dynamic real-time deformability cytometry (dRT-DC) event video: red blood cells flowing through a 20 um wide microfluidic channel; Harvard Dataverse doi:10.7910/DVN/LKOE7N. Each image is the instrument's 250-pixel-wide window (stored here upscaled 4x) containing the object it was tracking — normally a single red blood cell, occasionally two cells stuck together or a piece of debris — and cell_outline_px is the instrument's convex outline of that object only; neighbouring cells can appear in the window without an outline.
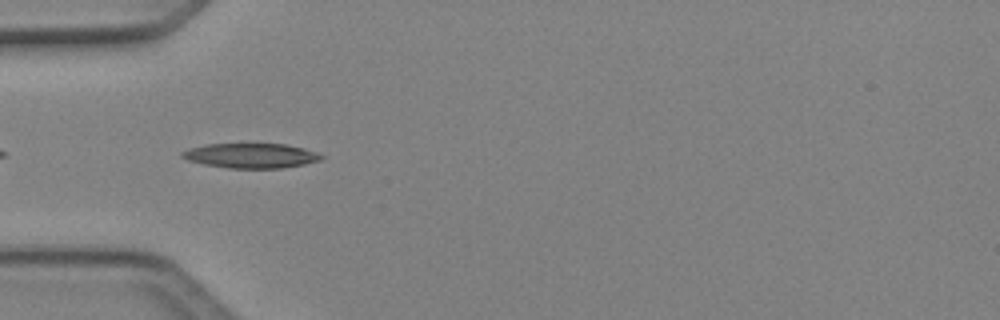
{"species": "Egyptian fruit bat (a non-hibernating species)", "species_latin": "Rousettus aegyptiacus", "temperature_condition": "cold", "stored_images_in_passage": 4, "segment_of_instrument_passage": [2, 2], "camera_frame_rate_fps": 3000, "um_per_image_px": 0.085, "animal": {"sex": "female"}, "frame": {"image": 1, "passage_image": 4, "time_ms": 1.0, "image_size_px": [1000, 320], "cell_outline_px": [[324, 156], [320, 160], [304, 164], [280, 168], [228, 168], [204, 164], [188, 160], [180, 156], [180, 152], [188, 148], [204, 144], [284, 144], [304, 148], [316, 152]], "centroid_in_image_um": [21.29, 13.22], "position_along_channel_um": 63.7, "area_um2": 20.06}}